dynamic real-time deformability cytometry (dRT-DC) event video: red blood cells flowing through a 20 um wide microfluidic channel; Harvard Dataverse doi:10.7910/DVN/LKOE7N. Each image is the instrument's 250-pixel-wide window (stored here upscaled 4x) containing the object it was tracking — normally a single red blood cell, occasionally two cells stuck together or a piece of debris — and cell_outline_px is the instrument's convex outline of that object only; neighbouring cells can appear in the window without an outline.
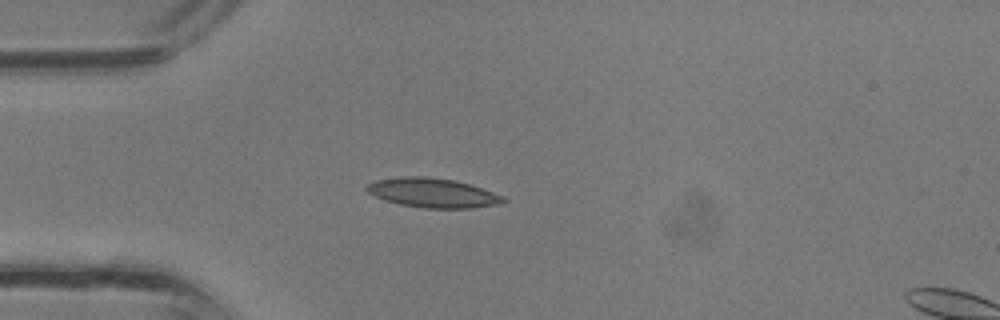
{"species": "common noctule bat (a hibernating species)", "species_latin": "Nyctalus noctula", "temperature_condition": "room temperature", "stored_images_in_passage": 23, "camera_frame_rate_fps": 3000, "um_per_image_px": 0.085, "animal": {"sex": "male", "body_mass_g": 13.3}, "frame": {"image": 1, "passage_image": 1, "time_ms": 0.0, "image_size_px": [1000, 320], "cell_outline_px": [[508, 200], [504, 204], [472, 208], [424, 208], [400, 204], [384, 200], [368, 192], [364, 188], [368, 184], [376, 180], [400, 176], [424, 176], [452, 180], [468, 184], [504, 196]], "centroid_in_image_um": [36.8, 16.4], "position_along_channel_um": 48.2, "area_um2": 23.35}}
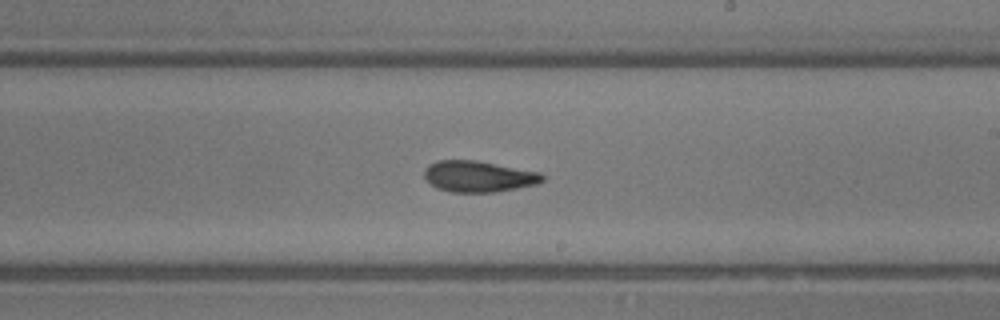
{"frame": {"image": 2, "passage_image": 12, "time_ms": 3.667, "image_size_px": [1000, 320], "cell_outline_px": [[544, 180], [536, 184], [496, 192], [452, 192], [436, 188], [424, 176], [424, 168], [428, 164], [436, 160], [476, 160], [540, 172], [544, 176]], "centroid_in_image_um": [40.65, 14.99], "position_along_channel_um": 248.3, "area_um2": 21.44}}
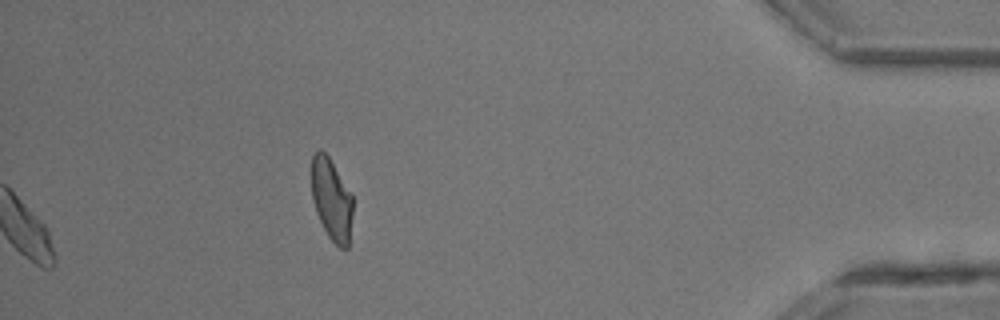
{"frame": {"image": 3, "passage_image": 23, "time_ms": 7.333, "image_size_px": [1000, 320], "cell_outline_px": [[352, 216], [348, 248], [340, 248], [328, 236], [316, 212], [312, 200], [312, 156], [320, 148], [328, 156], [352, 192]], "centroid_in_image_um": [28.19, 16.94], "position_along_channel_um": 407.0, "area_um2": 19.65}}